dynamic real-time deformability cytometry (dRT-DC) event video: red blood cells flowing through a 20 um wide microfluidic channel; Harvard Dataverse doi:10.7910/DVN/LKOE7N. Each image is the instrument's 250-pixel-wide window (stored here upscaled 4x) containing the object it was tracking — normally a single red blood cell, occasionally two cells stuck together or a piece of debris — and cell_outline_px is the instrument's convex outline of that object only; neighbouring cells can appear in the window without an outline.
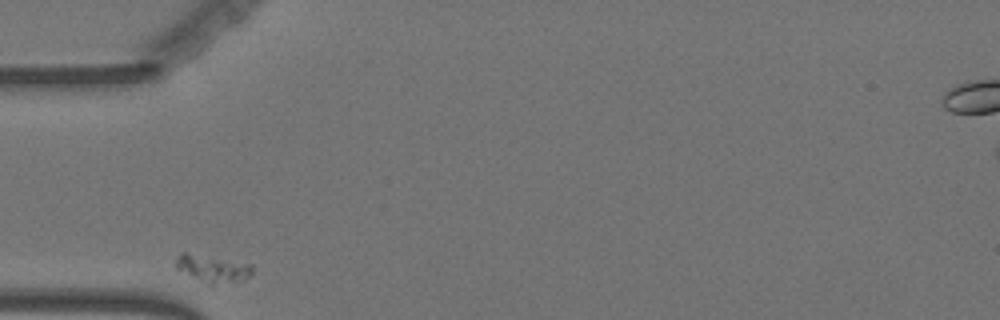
{"species": "Egyptian fruit bat (a non-hibernating species)", "species_latin": "Rousettus aegyptiacus", "temperature_condition": "warm", "stored_images_in_passage": 31, "camera_frame_rate_fps": 3000, "um_per_image_px": 0.085, "animal": {"sex": "female"}, "frame": {"image": 1, "passage_image": 1, "time_ms": 0.0, "image_size_px": [1000, 320], "cell_outline_px": [[252, 272], [244, 280], [212, 284], [176, 268], [176, 260], [180, 252], [184, 252], [248, 264], [252, 268]], "centroid_in_image_um": [18.07, 22.81], "position_along_channel_um": 66.9, "area_um2": 11.27}}
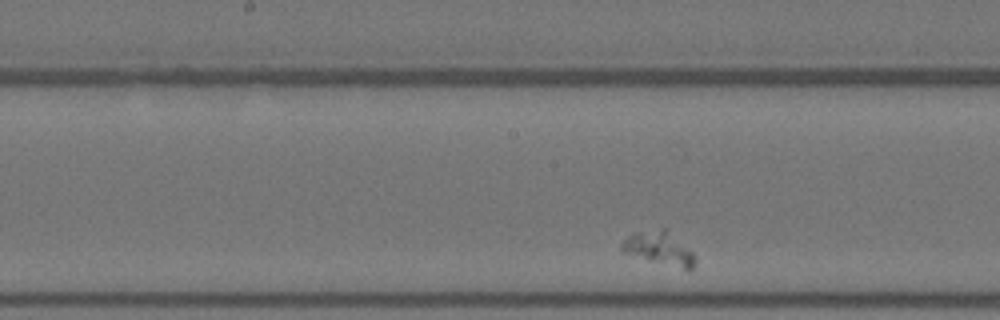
{"frame": {"image": 2, "passage_image": 14, "time_ms": 4.333, "image_size_px": [1000, 320], "cell_outline_px": [[696, 260], [692, 268], [688, 272], [648, 260], [624, 252], [620, 248], [620, 244], [628, 236], [636, 232], [664, 228], [692, 252], [696, 256]], "centroid_in_image_um": [56.06, 21.16], "position_along_channel_um": 192.1, "area_um2": 14.1}}
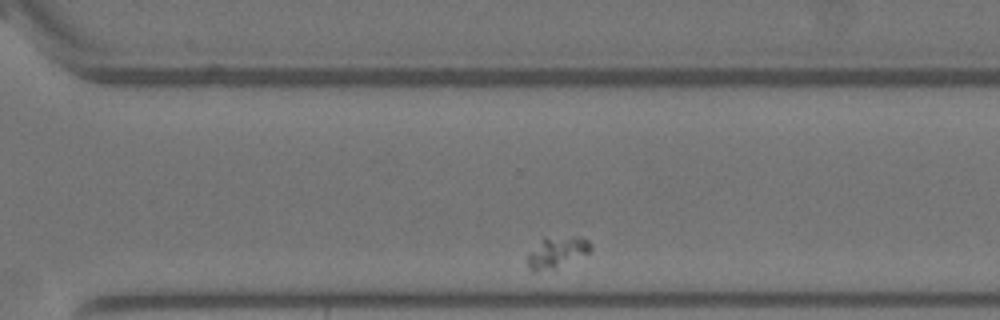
{"frame": {"image": 3, "passage_image": 27, "time_ms": 8.667, "image_size_px": [1000, 320], "cell_outline_px": [[592, 248], [588, 252], [556, 268], [536, 272], [532, 272], [528, 268], [528, 252], [544, 236], [576, 236], [588, 240]], "centroid_in_image_um": [47.28, 21.42], "position_along_channel_um": 323.3, "area_um2": 11.56}}